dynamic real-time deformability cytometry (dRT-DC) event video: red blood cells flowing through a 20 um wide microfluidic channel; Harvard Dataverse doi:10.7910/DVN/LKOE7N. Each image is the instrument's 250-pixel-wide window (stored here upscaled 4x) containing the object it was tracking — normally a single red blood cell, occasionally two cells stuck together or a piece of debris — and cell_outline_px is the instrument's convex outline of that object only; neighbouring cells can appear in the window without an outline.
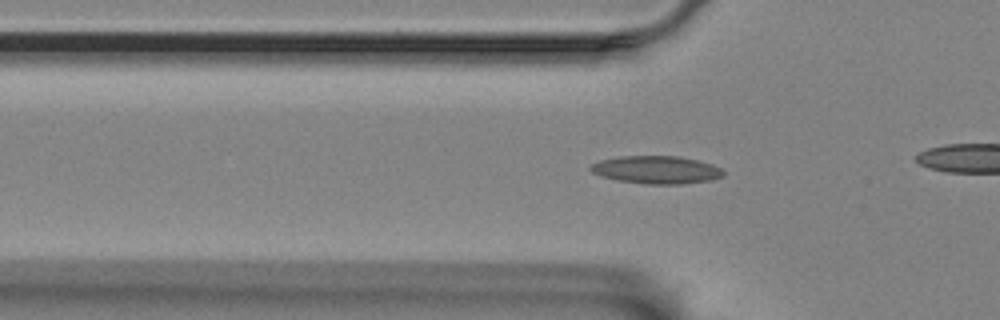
{"species": "Egyptian fruit bat (a non-hibernating species)", "species_latin": "Rousettus aegyptiacus", "temperature_condition": "room temperature", "stored_images_in_passage": 46, "camera_frame_rate_fps": 3000, "um_per_image_px": 0.085, "animal": {"sex": "female"}, "frame": {"image": 1, "passage_image": 19, "time_ms": 6.0, "image_size_px": [1000, 320], "cell_outline_px": [[724, 176], [712, 180], [680, 184], [644, 184], [616, 180], [600, 176], [592, 172], [588, 168], [592, 164], [600, 160], [620, 156], [676, 156], [696, 160], [712, 164], [720, 168], [724, 172]], "centroid_in_image_um": [55.77, 14.44], "position_along_channel_um": 70.0, "area_um2": 21.56}}
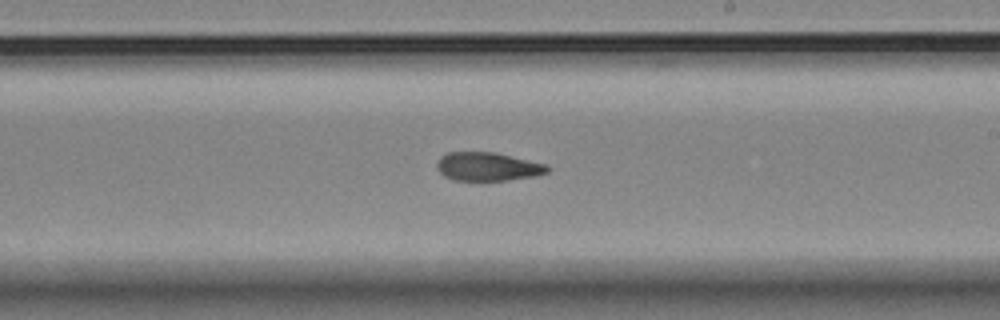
{"frame": {"image": 2, "passage_image": 34, "time_ms": 11.0, "image_size_px": [1000, 320], "cell_outline_px": [[548, 172], [536, 176], [508, 180], [452, 180], [444, 176], [436, 168], [436, 164], [440, 156], [448, 152], [496, 152], [544, 164], [548, 168]], "centroid_in_image_um": [41.41, 14.16], "position_along_channel_um": 247.6, "area_um2": 18.32}}
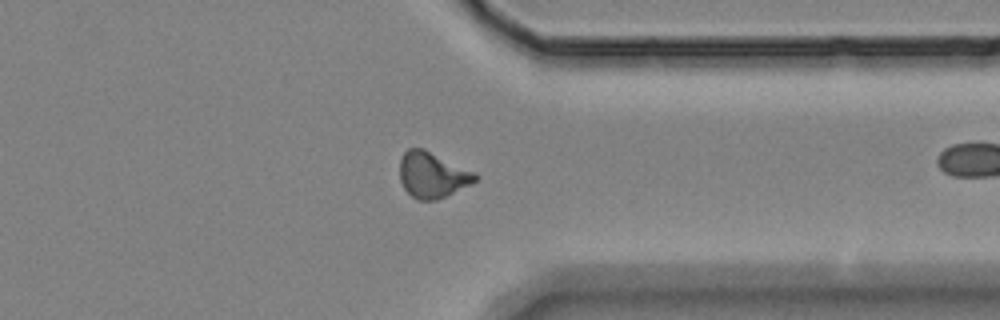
{"frame": {"image": 3, "passage_image": 45, "time_ms": 14.667, "image_size_px": [1000, 320], "cell_outline_px": [[480, 176], [476, 180], [436, 200], [416, 200], [404, 188], [400, 180], [400, 160], [404, 152], [408, 148], [424, 148], [476, 172]], "centroid_in_image_um": [36.73, 14.84], "position_along_channel_um": 374.7, "area_um2": 20.0}}